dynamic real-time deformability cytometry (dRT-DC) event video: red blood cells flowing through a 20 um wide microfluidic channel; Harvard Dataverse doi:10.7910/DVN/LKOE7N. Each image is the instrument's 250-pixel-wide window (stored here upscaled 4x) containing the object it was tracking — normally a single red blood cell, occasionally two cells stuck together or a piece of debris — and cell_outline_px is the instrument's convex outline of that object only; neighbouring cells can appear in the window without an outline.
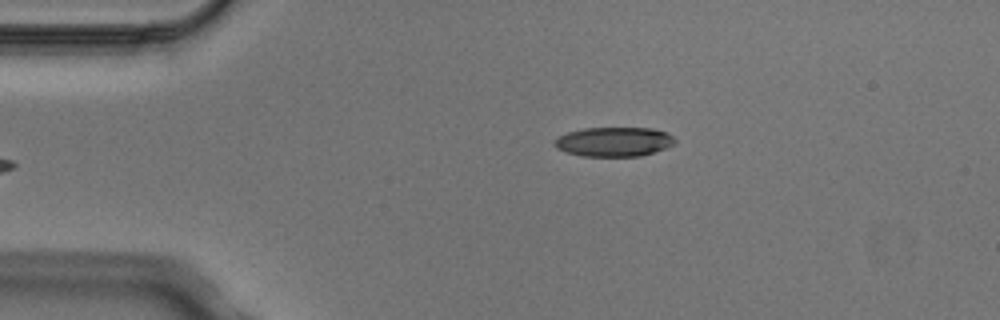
{"species": "Egyptian fruit bat (a non-hibernating species)", "species_latin": "Rousettus aegyptiacus", "temperature_condition": "cold", "stored_images_in_passage": 4, "camera_frame_rate_fps": 3000, "um_per_image_px": 0.085, "animal": {"sex": "male"}, "frame": {"image": 1, "passage_image": 4, "time_ms": 1.0, "image_size_px": [1000, 320], "cell_outline_px": [[676, 140], [672, 144], [664, 148], [640, 156], [580, 156], [556, 148], [552, 144], [556, 136], [568, 132], [584, 128], [652, 128], [668, 132]], "centroid_in_image_um": [52.13, 12.04], "position_along_channel_um": 32.9, "area_um2": 20.63}}